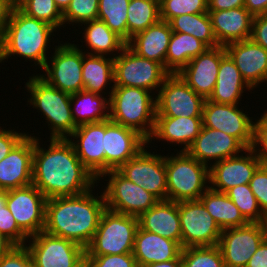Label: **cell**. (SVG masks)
<instances>
[{
    "label": "cell",
    "instance_id": "ee69618b",
    "mask_svg": "<svg viewBox=\"0 0 267 267\" xmlns=\"http://www.w3.org/2000/svg\"><path fill=\"white\" fill-rule=\"evenodd\" d=\"M88 267H138L133 253L113 255H85Z\"/></svg>",
    "mask_w": 267,
    "mask_h": 267
},
{
    "label": "cell",
    "instance_id": "d4e9b609",
    "mask_svg": "<svg viewBox=\"0 0 267 267\" xmlns=\"http://www.w3.org/2000/svg\"><path fill=\"white\" fill-rule=\"evenodd\" d=\"M219 46L250 39L253 15L245 8L208 11Z\"/></svg>",
    "mask_w": 267,
    "mask_h": 267
},
{
    "label": "cell",
    "instance_id": "ffe728a7",
    "mask_svg": "<svg viewBox=\"0 0 267 267\" xmlns=\"http://www.w3.org/2000/svg\"><path fill=\"white\" fill-rule=\"evenodd\" d=\"M245 153H248L247 156L236 155L210 164L211 189L226 192L232 187L250 182L262 162L251 148H247Z\"/></svg>",
    "mask_w": 267,
    "mask_h": 267
},
{
    "label": "cell",
    "instance_id": "7c38bea8",
    "mask_svg": "<svg viewBox=\"0 0 267 267\" xmlns=\"http://www.w3.org/2000/svg\"><path fill=\"white\" fill-rule=\"evenodd\" d=\"M155 99L156 116L202 117L205 99L178 74H169L164 79Z\"/></svg>",
    "mask_w": 267,
    "mask_h": 267
},
{
    "label": "cell",
    "instance_id": "11a10c76",
    "mask_svg": "<svg viewBox=\"0 0 267 267\" xmlns=\"http://www.w3.org/2000/svg\"><path fill=\"white\" fill-rule=\"evenodd\" d=\"M16 245L0 232V257L9 253Z\"/></svg>",
    "mask_w": 267,
    "mask_h": 267
},
{
    "label": "cell",
    "instance_id": "7a4b0ae2",
    "mask_svg": "<svg viewBox=\"0 0 267 267\" xmlns=\"http://www.w3.org/2000/svg\"><path fill=\"white\" fill-rule=\"evenodd\" d=\"M93 190L73 196L46 200V233L71 240L84 249L91 243L105 211L104 194L94 196Z\"/></svg>",
    "mask_w": 267,
    "mask_h": 267
},
{
    "label": "cell",
    "instance_id": "9c48e42d",
    "mask_svg": "<svg viewBox=\"0 0 267 267\" xmlns=\"http://www.w3.org/2000/svg\"><path fill=\"white\" fill-rule=\"evenodd\" d=\"M109 176L104 198L107 209L130 216L139 217L159 200L143 187L134 184L118 170L105 172L101 177Z\"/></svg>",
    "mask_w": 267,
    "mask_h": 267
},
{
    "label": "cell",
    "instance_id": "bcb514c9",
    "mask_svg": "<svg viewBox=\"0 0 267 267\" xmlns=\"http://www.w3.org/2000/svg\"><path fill=\"white\" fill-rule=\"evenodd\" d=\"M249 185L263 215L267 218V165L261 164L257 168Z\"/></svg>",
    "mask_w": 267,
    "mask_h": 267
},
{
    "label": "cell",
    "instance_id": "1f68e13d",
    "mask_svg": "<svg viewBox=\"0 0 267 267\" xmlns=\"http://www.w3.org/2000/svg\"><path fill=\"white\" fill-rule=\"evenodd\" d=\"M208 48L204 42L190 34L172 32L166 54V71L178 74L191 59Z\"/></svg>",
    "mask_w": 267,
    "mask_h": 267
},
{
    "label": "cell",
    "instance_id": "d6986e66",
    "mask_svg": "<svg viewBox=\"0 0 267 267\" xmlns=\"http://www.w3.org/2000/svg\"><path fill=\"white\" fill-rule=\"evenodd\" d=\"M104 135L105 120L79 125L67 138L82 164L98 181L105 173Z\"/></svg>",
    "mask_w": 267,
    "mask_h": 267
},
{
    "label": "cell",
    "instance_id": "9a60e30c",
    "mask_svg": "<svg viewBox=\"0 0 267 267\" xmlns=\"http://www.w3.org/2000/svg\"><path fill=\"white\" fill-rule=\"evenodd\" d=\"M267 223L222 230L218 246L226 267H245L266 238Z\"/></svg>",
    "mask_w": 267,
    "mask_h": 267
},
{
    "label": "cell",
    "instance_id": "5bb4252c",
    "mask_svg": "<svg viewBox=\"0 0 267 267\" xmlns=\"http://www.w3.org/2000/svg\"><path fill=\"white\" fill-rule=\"evenodd\" d=\"M118 171L159 201L167 200L165 156L148 152L145 147L123 164Z\"/></svg>",
    "mask_w": 267,
    "mask_h": 267
},
{
    "label": "cell",
    "instance_id": "681fc988",
    "mask_svg": "<svg viewBox=\"0 0 267 267\" xmlns=\"http://www.w3.org/2000/svg\"><path fill=\"white\" fill-rule=\"evenodd\" d=\"M27 135L14 130H3L0 127V161Z\"/></svg>",
    "mask_w": 267,
    "mask_h": 267
},
{
    "label": "cell",
    "instance_id": "4316f807",
    "mask_svg": "<svg viewBox=\"0 0 267 267\" xmlns=\"http://www.w3.org/2000/svg\"><path fill=\"white\" fill-rule=\"evenodd\" d=\"M138 224L141 229L176 241L181 246L178 202L158 201L138 217Z\"/></svg>",
    "mask_w": 267,
    "mask_h": 267
},
{
    "label": "cell",
    "instance_id": "603a6c76",
    "mask_svg": "<svg viewBox=\"0 0 267 267\" xmlns=\"http://www.w3.org/2000/svg\"><path fill=\"white\" fill-rule=\"evenodd\" d=\"M225 51L251 89L267 81V50L264 47L246 39L229 43Z\"/></svg>",
    "mask_w": 267,
    "mask_h": 267
},
{
    "label": "cell",
    "instance_id": "e0dca14e",
    "mask_svg": "<svg viewBox=\"0 0 267 267\" xmlns=\"http://www.w3.org/2000/svg\"><path fill=\"white\" fill-rule=\"evenodd\" d=\"M237 105L219 104L205 99L203 126L217 129L237 138L246 148L253 143L254 122Z\"/></svg>",
    "mask_w": 267,
    "mask_h": 267
},
{
    "label": "cell",
    "instance_id": "4dcf8cb0",
    "mask_svg": "<svg viewBox=\"0 0 267 267\" xmlns=\"http://www.w3.org/2000/svg\"><path fill=\"white\" fill-rule=\"evenodd\" d=\"M199 200L221 230L242 227L249 223L225 192L215 191L209 187Z\"/></svg>",
    "mask_w": 267,
    "mask_h": 267
},
{
    "label": "cell",
    "instance_id": "3957f363",
    "mask_svg": "<svg viewBox=\"0 0 267 267\" xmlns=\"http://www.w3.org/2000/svg\"><path fill=\"white\" fill-rule=\"evenodd\" d=\"M55 30L52 25L23 13L14 3L6 4L0 63L16 54L43 68L49 61L46 48Z\"/></svg>",
    "mask_w": 267,
    "mask_h": 267
},
{
    "label": "cell",
    "instance_id": "cb8c5ba5",
    "mask_svg": "<svg viewBox=\"0 0 267 267\" xmlns=\"http://www.w3.org/2000/svg\"><path fill=\"white\" fill-rule=\"evenodd\" d=\"M247 148L235 137L217 129L202 127L200 134L195 138L186 152L197 161L209 165L208 161L224 160L239 155ZM208 163V164H207Z\"/></svg>",
    "mask_w": 267,
    "mask_h": 267
},
{
    "label": "cell",
    "instance_id": "74e56055",
    "mask_svg": "<svg viewBox=\"0 0 267 267\" xmlns=\"http://www.w3.org/2000/svg\"><path fill=\"white\" fill-rule=\"evenodd\" d=\"M130 0H99L98 17L114 33L128 42L127 10Z\"/></svg>",
    "mask_w": 267,
    "mask_h": 267
},
{
    "label": "cell",
    "instance_id": "b9f144b4",
    "mask_svg": "<svg viewBox=\"0 0 267 267\" xmlns=\"http://www.w3.org/2000/svg\"><path fill=\"white\" fill-rule=\"evenodd\" d=\"M208 12V0H161L160 18L169 22L172 18L185 14Z\"/></svg>",
    "mask_w": 267,
    "mask_h": 267
},
{
    "label": "cell",
    "instance_id": "7dc6e473",
    "mask_svg": "<svg viewBox=\"0 0 267 267\" xmlns=\"http://www.w3.org/2000/svg\"><path fill=\"white\" fill-rule=\"evenodd\" d=\"M261 148V149H260ZM253 152L259 157L262 164L267 165V116L262 115L257 122H254Z\"/></svg>",
    "mask_w": 267,
    "mask_h": 267
},
{
    "label": "cell",
    "instance_id": "8fae6325",
    "mask_svg": "<svg viewBox=\"0 0 267 267\" xmlns=\"http://www.w3.org/2000/svg\"><path fill=\"white\" fill-rule=\"evenodd\" d=\"M29 238L33 267H80L85 262V249L71 240L45 231Z\"/></svg>",
    "mask_w": 267,
    "mask_h": 267
},
{
    "label": "cell",
    "instance_id": "2e32d148",
    "mask_svg": "<svg viewBox=\"0 0 267 267\" xmlns=\"http://www.w3.org/2000/svg\"><path fill=\"white\" fill-rule=\"evenodd\" d=\"M47 198L33 184L7 191L6 206L19 228L32 237L43 231Z\"/></svg>",
    "mask_w": 267,
    "mask_h": 267
},
{
    "label": "cell",
    "instance_id": "ac0fdd59",
    "mask_svg": "<svg viewBox=\"0 0 267 267\" xmlns=\"http://www.w3.org/2000/svg\"><path fill=\"white\" fill-rule=\"evenodd\" d=\"M147 145V140L137 131L105 120L104 151L105 172L118 170Z\"/></svg>",
    "mask_w": 267,
    "mask_h": 267
},
{
    "label": "cell",
    "instance_id": "60d3db41",
    "mask_svg": "<svg viewBox=\"0 0 267 267\" xmlns=\"http://www.w3.org/2000/svg\"><path fill=\"white\" fill-rule=\"evenodd\" d=\"M183 267H226L218 245L182 248Z\"/></svg>",
    "mask_w": 267,
    "mask_h": 267
},
{
    "label": "cell",
    "instance_id": "8992f818",
    "mask_svg": "<svg viewBox=\"0 0 267 267\" xmlns=\"http://www.w3.org/2000/svg\"><path fill=\"white\" fill-rule=\"evenodd\" d=\"M178 153L176 156H165L167 200H199L210 187L206 186L210 183L209 166L197 161L186 151Z\"/></svg>",
    "mask_w": 267,
    "mask_h": 267
},
{
    "label": "cell",
    "instance_id": "f35d334b",
    "mask_svg": "<svg viewBox=\"0 0 267 267\" xmlns=\"http://www.w3.org/2000/svg\"><path fill=\"white\" fill-rule=\"evenodd\" d=\"M225 193L249 223H267L249 183L232 187Z\"/></svg>",
    "mask_w": 267,
    "mask_h": 267
},
{
    "label": "cell",
    "instance_id": "6f0895ef",
    "mask_svg": "<svg viewBox=\"0 0 267 267\" xmlns=\"http://www.w3.org/2000/svg\"><path fill=\"white\" fill-rule=\"evenodd\" d=\"M6 3L0 0V51L2 46L3 21L5 15Z\"/></svg>",
    "mask_w": 267,
    "mask_h": 267
},
{
    "label": "cell",
    "instance_id": "52a82bcc",
    "mask_svg": "<svg viewBox=\"0 0 267 267\" xmlns=\"http://www.w3.org/2000/svg\"><path fill=\"white\" fill-rule=\"evenodd\" d=\"M138 228V217L106 208L85 255L132 253Z\"/></svg>",
    "mask_w": 267,
    "mask_h": 267
},
{
    "label": "cell",
    "instance_id": "f546056e",
    "mask_svg": "<svg viewBox=\"0 0 267 267\" xmlns=\"http://www.w3.org/2000/svg\"><path fill=\"white\" fill-rule=\"evenodd\" d=\"M245 87L247 90H252L242 78L232 59L226 54L220 61L216 85L207 100L219 104L237 105Z\"/></svg>",
    "mask_w": 267,
    "mask_h": 267
},
{
    "label": "cell",
    "instance_id": "7bdbcfd3",
    "mask_svg": "<svg viewBox=\"0 0 267 267\" xmlns=\"http://www.w3.org/2000/svg\"><path fill=\"white\" fill-rule=\"evenodd\" d=\"M99 0H71L63 12V25L69 23H84L98 17Z\"/></svg>",
    "mask_w": 267,
    "mask_h": 267
},
{
    "label": "cell",
    "instance_id": "5b68a950",
    "mask_svg": "<svg viewBox=\"0 0 267 267\" xmlns=\"http://www.w3.org/2000/svg\"><path fill=\"white\" fill-rule=\"evenodd\" d=\"M30 93L28 102L40 110L50 125V138L67 139L77 126L71 111V94L63 92L35 75L26 82Z\"/></svg>",
    "mask_w": 267,
    "mask_h": 267
},
{
    "label": "cell",
    "instance_id": "6125c7cd",
    "mask_svg": "<svg viewBox=\"0 0 267 267\" xmlns=\"http://www.w3.org/2000/svg\"><path fill=\"white\" fill-rule=\"evenodd\" d=\"M80 267H88L86 262H84Z\"/></svg>",
    "mask_w": 267,
    "mask_h": 267
},
{
    "label": "cell",
    "instance_id": "91938a15",
    "mask_svg": "<svg viewBox=\"0 0 267 267\" xmlns=\"http://www.w3.org/2000/svg\"><path fill=\"white\" fill-rule=\"evenodd\" d=\"M7 202V190H0V211L3 210V207Z\"/></svg>",
    "mask_w": 267,
    "mask_h": 267
},
{
    "label": "cell",
    "instance_id": "f1b7e54d",
    "mask_svg": "<svg viewBox=\"0 0 267 267\" xmlns=\"http://www.w3.org/2000/svg\"><path fill=\"white\" fill-rule=\"evenodd\" d=\"M202 127V117L156 116L154 130L147 143L156 137L181 146L183 144L180 151H186L200 134Z\"/></svg>",
    "mask_w": 267,
    "mask_h": 267
},
{
    "label": "cell",
    "instance_id": "f6af8a7d",
    "mask_svg": "<svg viewBox=\"0 0 267 267\" xmlns=\"http://www.w3.org/2000/svg\"><path fill=\"white\" fill-rule=\"evenodd\" d=\"M0 232L9 238L16 246L26 245L29 237L19 228L15 218L5 205L0 211Z\"/></svg>",
    "mask_w": 267,
    "mask_h": 267
},
{
    "label": "cell",
    "instance_id": "db71d44e",
    "mask_svg": "<svg viewBox=\"0 0 267 267\" xmlns=\"http://www.w3.org/2000/svg\"><path fill=\"white\" fill-rule=\"evenodd\" d=\"M244 7L253 16L267 14V0H244Z\"/></svg>",
    "mask_w": 267,
    "mask_h": 267
},
{
    "label": "cell",
    "instance_id": "4fadbf2b",
    "mask_svg": "<svg viewBox=\"0 0 267 267\" xmlns=\"http://www.w3.org/2000/svg\"><path fill=\"white\" fill-rule=\"evenodd\" d=\"M52 56V66L47 61L42 68L47 75L39 76L50 85L69 94L83 90L82 50L72 43H60L55 46Z\"/></svg>",
    "mask_w": 267,
    "mask_h": 267
},
{
    "label": "cell",
    "instance_id": "7402d4cb",
    "mask_svg": "<svg viewBox=\"0 0 267 267\" xmlns=\"http://www.w3.org/2000/svg\"><path fill=\"white\" fill-rule=\"evenodd\" d=\"M34 136L27 134L0 161V190H11L32 184Z\"/></svg>",
    "mask_w": 267,
    "mask_h": 267
},
{
    "label": "cell",
    "instance_id": "277c9868",
    "mask_svg": "<svg viewBox=\"0 0 267 267\" xmlns=\"http://www.w3.org/2000/svg\"><path fill=\"white\" fill-rule=\"evenodd\" d=\"M111 88L109 119L137 131L148 141L156 118V99L150 95L152 92L127 86L112 85Z\"/></svg>",
    "mask_w": 267,
    "mask_h": 267
},
{
    "label": "cell",
    "instance_id": "30bf717a",
    "mask_svg": "<svg viewBox=\"0 0 267 267\" xmlns=\"http://www.w3.org/2000/svg\"><path fill=\"white\" fill-rule=\"evenodd\" d=\"M181 224V247L218 245L221 228L200 200L178 202Z\"/></svg>",
    "mask_w": 267,
    "mask_h": 267
},
{
    "label": "cell",
    "instance_id": "484cf974",
    "mask_svg": "<svg viewBox=\"0 0 267 267\" xmlns=\"http://www.w3.org/2000/svg\"><path fill=\"white\" fill-rule=\"evenodd\" d=\"M172 32L169 22L160 20L133 35L126 46L138 56L160 63L166 70V54Z\"/></svg>",
    "mask_w": 267,
    "mask_h": 267
},
{
    "label": "cell",
    "instance_id": "d6a6232c",
    "mask_svg": "<svg viewBox=\"0 0 267 267\" xmlns=\"http://www.w3.org/2000/svg\"><path fill=\"white\" fill-rule=\"evenodd\" d=\"M70 103L76 126L109 119V98H104L102 94L81 90L71 94Z\"/></svg>",
    "mask_w": 267,
    "mask_h": 267
},
{
    "label": "cell",
    "instance_id": "9f6ffc18",
    "mask_svg": "<svg viewBox=\"0 0 267 267\" xmlns=\"http://www.w3.org/2000/svg\"><path fill=\"white\" fill-rule=\"evenodd\" d=\"M143 267H183L181 254L174 260L148 264V265H145Z\"/></svg>",
    "mask_w": 267,
    "mask_h": 267
},
{
    "label": "cell",
    "instance_id": "ba28073f",
    "mask_svg": "<svg viewBox=\"0 0 267 267\" xmlns=\"http://www.w3.org/2000/svg\"><path fill=\"white\" fill-rule=\"evenodd\" d=\"M114 86H127L146 89L150 92L159 90L169 73L153 60L142 58L127 46L115 56Z\"/></svg>",
    "mask_w": 267,
    "mask_h": 267
},
{
    "label": "cell",
    "instance_id": "816d5d0a",
    "mask_svg": "<svg viewBox=\"0 0 267 267\" xmlns=\"http://www.w3.org/2000/svg\"><path fill=\"white\" fill-rule=\"evenodd\" d=\"M245 267H267V238L263 240Z\"/></svg>",
    "mask_w": 267,
    "mask_h": 267
},
{
    "label": "cell",
    "instance_id": "d590c367",
    "mask_svg": "<svg viewBox=\"0 0 267 267\" xmlns=\"http://www.w3.org/2000/svg\"><path fill=\"white\" fill-rule=\"evenodd\" d=\"M169 24L173 32L190 34L209 48L219 46L208 12L176 16L169 21Z\"/></svg>",
    "mask_w": 267,
    "mask_h": 267
},
{
    "label": "cell",
    "instance_id": "8d00e7d4",
    "mask_svg": "<svg viewBox=\"0 0 267 267\" xmlns=\"http://www.w3.org/2000/svg\"><path fill=\"white\" fill-rule=\"evenodd\" d=\"M160 20L158 0H130L127 10L128 41L136 33L146 30Z\"/></svg>",
    "mask_w": 267,
    "mask_h": 267
},
{
    "label": "cell",
    "instance_id": "f5cc1de1",
    "mask_svg": "<svg viewBox=\"0 0 267 267\" xmlns=\"http://www.w3.org/2000/svg\"><path fill=\"white\" fill-rule=\"evenodd\" d=\"M244 7V0H208V11L229 10Z\"/></svg>",
    "mask_w": 267,
    "mask_h": 267
},
{
    "label": "cell",
    "instance_id": "ab89813d",
    "mask_svg": "<svg viewBox=\"0 0 267 267\" xmlns=\"http://www.w3.org/2000/svg\"><path fill=\"white\" fill-rule=\"evenodd\" d=\"M14 4L25 14L42 20L57 30L63 26V13L54 0H16Z\"/></svg>",
    "mask_w": 267,
    "mask_h": 267
},
{
    "label": "cell",
    "instance_id": "836d02e7",
    "mask_svg": "<svg viewBox=\"0 0 267 267\" xmlns=\"http://www.w3.org/2000/svg\"><path fill=\"white\" fill-rule=\"evenodd\" d=\"M83 90L101 94L106 85L114 83V57L85 54L82 51ZM110 82V83H109Z\"/></svg>",
    "mask_w": 267,
    "mask_h": 267
},
{
    "label": "cell",
    "instance_id": "e575fe53",
    "mask_svg": "<svg viewBox=\"0 0 267 267\" xmlns=\"http://www.w3.org/2000/svg\"><path fill=\"white\" fill-rule=\"evenodd\" d=\"M86 25L83 37L85 46L90 48L91 55H107L117 51L121 52L126 47V42L114 33L102 20L95 19L82 23ZM93 52V53H92ZM105 53V54H104Z\"/></svg>",
    "mask_w": 267,
    "mask_h": 267
},
{
    "label": "cell",
    "instance_id": "680465c9",
    "mask_svg": "<svg viewBox=\"0 0 267 267\" xmlns=\"http://www.w3.org/2000/svg\"><path fill=\"white\" fill-rule=\"evenodd\" d=\"M56 6L60 9V11L63 13L66 8L69 6L71 0H54Z\"/></svg>",
    "mask_w": 267,
    "mask_h": 267
},
{
    "label": "cell",
    "instance_id": "94428289",
    "mask_svg": "<svg viewBox=\"0 0 267 267\" xmlns=\"http://www.w3.org/2000/svg\"><path fill=\"white\" fill-rule=\"evenodd\" d=\"M6 4L14 3L16 0H2Z\"/></svg>",
    "mask_w": 267,
    "mask_h": 267
},
{
    "label": "cell",
    "instance_id": "6da1fadb",
    "mask_svg": "<svg viewBox=\"0 0 267 267\" xmlns=\"http://www.w3.org/2000/svg\"><path fill=\"white\" fill-rule=\"evenodd\" d=\"M49 148L34 137L32 184L47 198L73 196L94 189L97 179L82 164L68 139L50 138Z\"/></svg>",
    "mask_w": 267,
    "mask_h": 267
},
{
    "label": "cell",
    "instance_id": "44dd1931",
    "mask_svg": "<svg viewBox=\"0 0 267 267\" xmlns=\"http://www.w3.org/2000/svg\"><path fill=\"white\" fill-rule=\"evenodd\" d=\"M225 55V46L208 48L191 59L178 75L197 94L208 99L216 85L220 61Z\"/></svg>",
    "mask_w": 267,
    "mask_h": 267
},
{
    "label": "cell",
    "instance_id": "c3c4849f",
    "mask_svg": "<svg viewBox=\"0 0 267 267\" xmlns=\"http://www.w3.org/2000/svg\"><path fill=\"white\" fill-rule=\"evenodd\" d=\"M0 267H33L32 257L26 245L15 246L9 253L0 257Z\"/></svg>",
    "mask_w": 267,
    "mask_h": 267
},
{
    "label": "cell",
    "instance_id": "83f0119b",
    "mask_svg": "<svg viewBox=\"0 0 267 267\" xmlns=\"http://www.w3.org/2000/svg\"><path fill=\"white\" fill-rule=\"evenodd\" d=\"M182 247L171 239L138 228L134 240L133 255L138 267L176 259Z\"/></svg>",
    "mask_w": 267,
    "mask_h": 267
},
{
    "label": "cell",
    "instance_id": "f907efd6",
    "mask_svg": "<svg viewBox=\"0 0 267 267\" xmlns=\"http://www.w3.org/2000/svg\"><path fill=\"white\" fill-rule=\"evenodd\" d=\"M250 39L267 50V14L253 17Z\"/></svg>",
    "mask_w": 267,
    "mask_h": 267
}]
</instances>
